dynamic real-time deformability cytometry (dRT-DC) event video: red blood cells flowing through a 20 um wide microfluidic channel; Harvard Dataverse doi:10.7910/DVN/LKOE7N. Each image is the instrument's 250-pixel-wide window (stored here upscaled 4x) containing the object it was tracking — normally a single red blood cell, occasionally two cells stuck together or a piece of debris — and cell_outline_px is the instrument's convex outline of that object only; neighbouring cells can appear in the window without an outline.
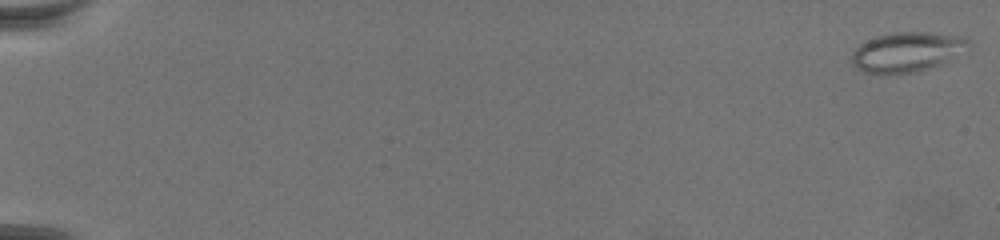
{"species": "common noctule bat (a hibernating species)", "species_latin": "Nyctalus noctula", "temperature_condition": "warm", "stored_images_in_passage": 71, "camera_frame_rate_fps": 3000, "um_per_image_px": 0.085, "animal": {"sex": "female", "body_mass_g": 19.5, "forearm_length_mm": 54.1}, "frame": {"image": 1, "passage_image": 1, "time_ms": 0.0, "image_size_px": [1000, 240], "cell_outline_px": [[972, 44], [944, 64], [916, 72], [864, 72], [856, 68], [848, 60], [852, 52], [860, 44], [876, 36], [896, 32], [932, 32], [968, 36], [972, 40]], "centroid_in_image_um": [77.15, 4.39], "position_along_channel_um": 7.9, "area_um2": 27.28}}
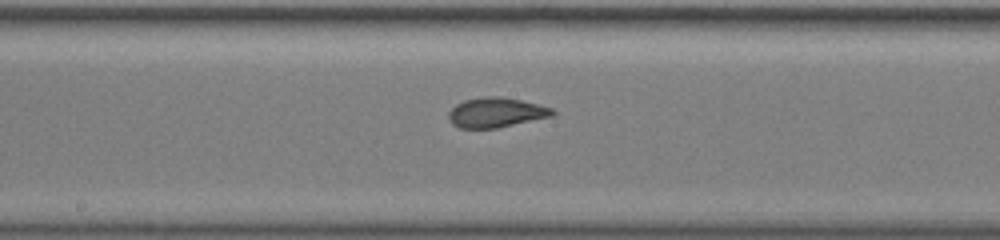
{"frame": {"image": 2, "passage_image": 41, "time_ms": 13.333, "image_size_px": [1000, 240], "cell_outline_px": [[556, 112], [552, 116], [496, 128], [460, 128], [452, 124], [448, 120], [448, 112], [456, 104], [464, 100], [488, 96], [500, 96], [520, 100], [552, 108]], "centroid_in_image_um": [42.13, 9.56], "position_along_channel_um": 206.1, "area_um2": 17.92}}
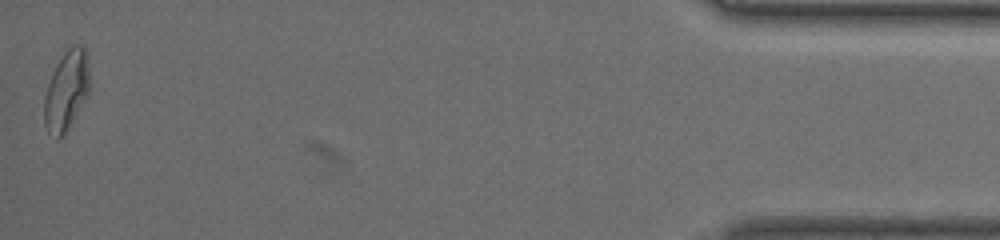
{"frame": {"image": 3, "passage_image": 71, "time_ms": 23.333, "image_size_px": [1000, 240], "cell_outline_px": [[88, 92], [64, 132], [56, 140], [48, 132], [44, 124], [44, 96], [48, 84], [56, 64], [64, 52], [72, 44], [80, 44], [84, 48], [88, 72]], "centroid_in_image_um": [5.59, 7.67], "position_along_channel_um": 429.6, "area_um2": 20.23}}